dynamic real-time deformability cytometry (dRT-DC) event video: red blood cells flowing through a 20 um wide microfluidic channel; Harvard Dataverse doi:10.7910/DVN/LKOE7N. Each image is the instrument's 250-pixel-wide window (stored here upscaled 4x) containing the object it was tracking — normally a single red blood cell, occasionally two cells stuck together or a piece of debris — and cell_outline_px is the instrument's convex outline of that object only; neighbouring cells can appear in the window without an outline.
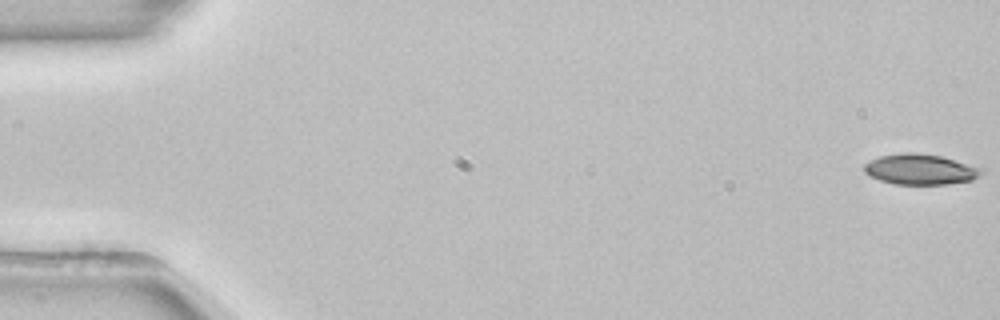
{"species": "common noctule bat (a hibernating species)", "species_latin": "Nyctalus noctula", "temperature_condition": "room temperature", "stored_images_in_passage": 54, "camera_frame_rate_fps": 3000, "um_per_image_px": 0.085, "animal": {"sex": "female", "body_mass_g": 22.7, "forearm_length_mm": 54.2}, "frame": {"image": 1, "passage_image": 1, "time_ms": 0.0, "image_size_px": [1000, 320], "cell_outline_px": [[984, 172], [972, 180], [944, 184], [892, 184], [868, 176], [864, 172], [864, 164], [880, 156], [904, 152], [916, 152], [940, 156], [980, 168]], "centroid_in_image_um": [78.17, 14.4], "position_along_channel_um": 6.8, "area_um2": 20.63}}
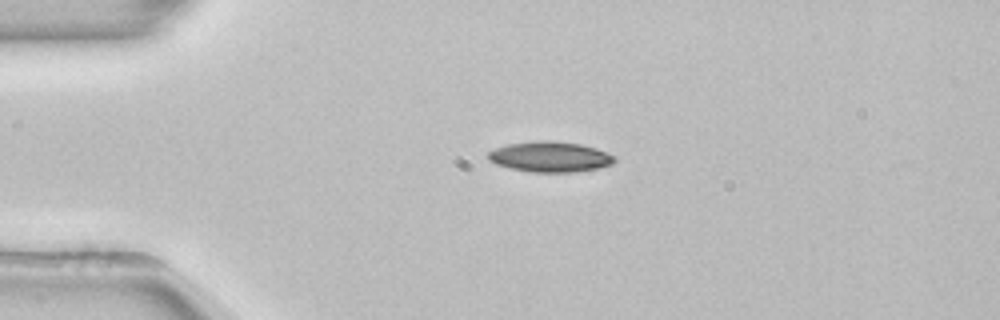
{"frame": {"image": 2, "passage_image": 13, "time_ms": 4.0, "image_size_px": [1000, 320], "cell_outline_px": [[616, 160], [612, 164], [600, 168], [572, 172], [532, 172], [512, 168], [496, 164], [488, 160], [488, 152], [496, 148], [508, 144], [536, 140], [556, 140], [580, 144], [596, 148], [616, 156]], "centroid_in_image_um": [46.78, 13.32], "position_along_channel_um": 38.2, "area_um2": 22.54}}
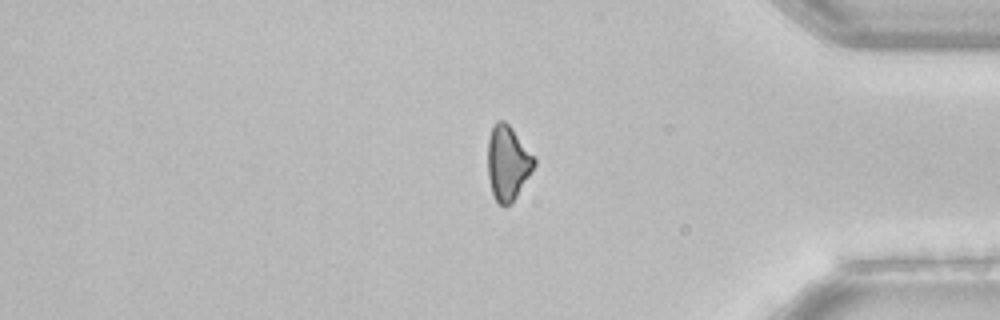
{"frame": {"image": 3, "passage_image": 45, "time_ms": 14.667, "image_size_px": [1000, 320], "cell_outline_px": [[536, 164], [512, 204], [504, 208], [496, 200], [492, 192], [488, 176], [488, 140], [492, 124], [496, 120], [504, 120], [512, 128], [536, 160]], "centroid_in_image_um": [43.14, 13.85], "position_along_channel_um": 392.1, "area_um2": 20.17}}